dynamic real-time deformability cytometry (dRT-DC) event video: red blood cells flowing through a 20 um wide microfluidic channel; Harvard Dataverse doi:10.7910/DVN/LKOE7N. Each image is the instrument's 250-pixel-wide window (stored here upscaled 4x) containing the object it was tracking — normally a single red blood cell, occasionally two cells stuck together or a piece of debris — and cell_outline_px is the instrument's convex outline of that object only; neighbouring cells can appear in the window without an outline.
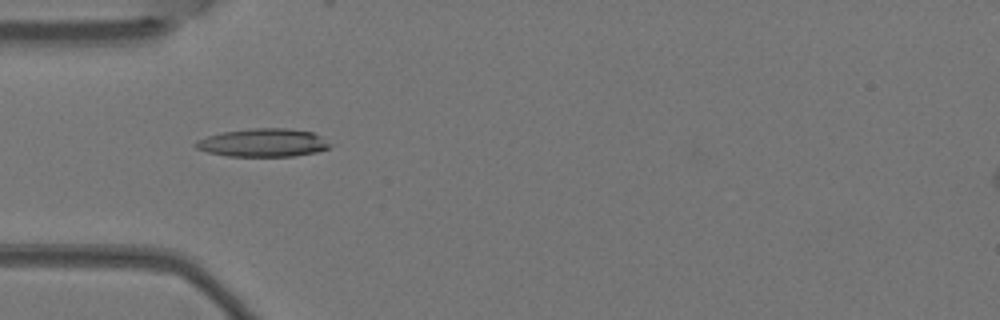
{"species": "Egyptian fruit bat (a non-hibernating species)", "species_latin": "Rousettus aegyptiacus", "temperature_condition": "warm", "stored_images_in_passage": 5, "camera_frame_rate_fps": 3000, "um_per_image_px": 0.085, "animal": {"sex": "female"}, "frame": {"image": 1, "passage_image": 4, "time_ms": 1.0, "image_size_px": [1000, 320], "cell_outline_px": [[336, 144], [328, 148], [316, 152], [292, 156], [228, 156], [208, 152], [196, 148], [192, 144], [196, 140], [220, 132], [252, 128], [288, 128], [312, 132]], "centroid_in_image_um": [22.38, 12.12], "position_along_channel_um": 62.6, "area_um2": 22.25}}
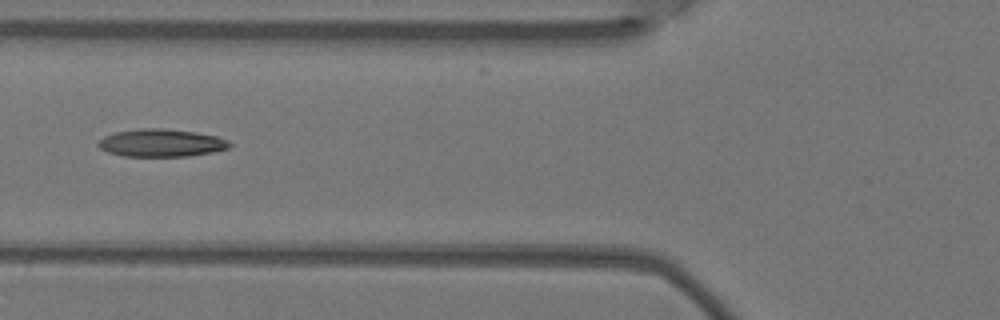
{"frame": {"image": 2, "passage_image": 5, "time_ms": 1.333, "image_size_px": [1000, 320], "cell_outline_px": [[232, 144], [228, 148], [212, 152], [188, 156], [124, 156], [108, 152], [100, 148], [96, 144], [104, 136], [116, 132], [140, 128], [164, 128], [196, 132], [216, 136], [228, 140]], "centroid_in_image_um": [13.71, 12.14], "position_along_channel_um": 112.1, "area_um2": 21.15}}